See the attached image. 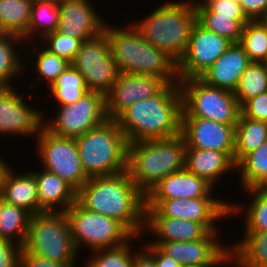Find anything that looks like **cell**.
I'll list each match as a JSON object with an SVG mask.
<instances>
[{
	"label": "cell",
	"mask_w": 267,
	"mask_h": 267,
	"mask_svg": "<svg viewBox=\"0 0 267 267\" xmlns=\"http://www.w3.org/2000/svg\"><path fill=\"white\" fill-rule=\"evenodd\" d=\"M23 248L57 263L75 264L77 251L65 212L31 215Z\"/></svg>",
	"instance_id": "52a82bcc"
},
{
	"label": "cell",
	"mask_w": 267,
	"mask_h": 267,
	"mask_svg": "<svg viewBox=\"0 0 267 267\" xmlns=\"http://www.w3.org/2000/svg\"><path fill=\"white\" fill-rule=\"evenodd\" d=\"M259 20L267 28V13L261 19H259Z\"/></svg>",
	"instance_id": "f907efd6"
},
{
	"label": "cell",
	"mask_w": 267,
	"mask_h": 267,
	"mask_svg": "<svg viewBox=\"0 0 267 267\" xmlns=\"http://www.w3.org/2000/svg\"><path fill=\"white\" fill-rule=\"evenodd\" d=\"M50 91L60 106L72 105L89 92L83 75L70 64L51 84Z\"/></svg>",
	"instance_id": "1f68e13d"
},
{
	"label": "cell",
	"mask_w": 267,
	"mask_h": 267,
	"mask_svg": "<svg viewBox=\"0 0 267 267\" xmlns=\"http://www.w3.org/2000/svg\"><path fill=\"white\" fill-rule=\"evenodd\" d=\"M186 143L183 136L142 140L128 146V173L146 195L171 173L185 168Z\"/></svg>",
	"instance_id": "277c9868"
},
{
	"label": "cell",
	"mask_w": 267,
	"mask_h": 267,
	"mask_svg": "<svg viewBox=\"0 0 267 267\" xmlns=\"http://www.w3.org/2000/svg\"><path fill=\"white\" fill-rule=\"evenodd\" d=\"M75 264H63L51 261L34 253L26 251L23 247L20 252V267H74Z\"/></svg>",
	"instance_id": "ee69618b"
},
{
	"label": "cell",
	"mask_w": 267,
	"mask_h": 267,
	"mask_svg": "<svg viewBox=\"0 0 267 267\" xmlns=\"http://www.w3.org/2000/svg\"><path fill=\"white\" fill-rule=\"evenodd\" d=\"M23 39L11 33L0 32V86H11L12 78L23 69L24 66L15 52V42ZM11 79V80H10Z\"/></svg>",
	"instance_id": "d590c367"
},
{
	"label": "cell",
	"mask_w": 267,
	"mask_h": 267,
	"mask_svg": "<svg viewBox=\"0 0 267 267\" xmlns=\"http://www.w3.org/2000/svg\"><path fill=\"white\" fill-rule=\"evenodd\" d=\"M202 2L219 15L233 16L237 21H250L239 3L231 0H203Z\"/></svg>",
	"instance_id": "60d3db41"
},
{
	"label": "cell",
	"mask_w": 267,
	"mask_h": 267,
	"mask_svg": "<svg viewBox=\"0 0 267 267\" xmlns=\"http://www.w3.org/2000/svg\"><path fill=\"white\" fill-rule=\"evenodd\" d=\"M241 186L245 189L267 187V140L248 153L237 165Z\"/></svg>",
	"instance_id": "4dcf8cb0"
},
{
	"label": "cell",
	"mask_w": 267,
	"mask_h": 267,
	"mask_svg": "<svg viewBox=\"0 0 267 267\" xmlns=\"http://www.w3.org/2000/svg\"><path fill=\"white\" fill-rule=\"evenodd\" d=\"M131 267H156L154 258L145 250L143 253H135Z\"/></svg>",
	"instance_id": "7dc6e473"
},
{
	"label": "cell",
	"mask_w": 267,
	"mask_h": 267,
	"mask_svg": "<svg viewBox=\"0 0 267 267\" xmlns=\"http://www.w3.org/2000/svg\"><path fill=\"white\" fill-rule=\"evenodd\" d=\"M35 63V70L38 74L36 79L47 80L49 87L56 80V78L70 65V63L65 59L58 57L56 54L50 52L46 48H43L42 51L39 52Z\"/></svg>",
	"instance_id": "f35d334b"
},
{
	"label": "cell",
	"mask_w": 267,
	"mask_h": 267,
	"mask_svg": "<svg viewBox=\"0 0 267 267\" xmlns=\"http://www.w3.org/2000/svg\"><path fill=\"white\" fill-rule=\"evenodd\" d=\"M9 166L7 165V163H5V161H3V159H1L0 156V185L3 182V180L5 179V176L9 170Z\"/></svg>",
	"instance_id": "c3c4849f"
},
{
	"label": "cell",
	"mask_w": 267,
	"mask_h": 267,
	"mask_svg": "<svg viewBox=\"0 0 267 267\" xmlns=\"http://www.w3.org/2000/svg\"><path fill=\"white\" fill-rule=\"evenodd\" d=\"M181 115L179 83H167L154 96L131 104L115 120L130 144L179 136Z\"/></svg>",
	"instance_id": "7a4b0ae2"
},
{
	"label": "cell",
	"mask_w": 267,
	"mask_h": 267,
	"mask_svg": "<svg viewBox=\"0 0 267 267\" xmlns=\"http://www.w3.org/2000/svg\"><path fill=\"white\" fill-rule=\"evenodd\" d=\"M104 33L119 73L154 76L166 83L179 82L177 62L165 51L149 44L134 24L125 30L106 23Z\"/></svg>",
	"instance_id": "3957f363"
},
{
	"label": "cell",
	"mask_w": 267,
	"mask_h": 267,
	"mask_svg": "<svg viewBox=\"0 0 267 267\" xmlns=\"http://www.w3.org/2000/svg\"><path fill=\"white\" fill-rule=\"evenodd\" d=\"M196 20L193 1H178L157 7L148 17L133 24L149 44L165 51L178 63L187 51Z\"/></svg>",
	"instance_id": "5b68a950"
},
{
	"label": "cell",
	"mask_w": 267,
	"mask_h": 267,
	"mask_svg": "<svg viewBox=\"0 0 267 267\" xmlns=\"http://www.w3.org/2000/svg\"><path fill=\"white\" fill-rule=\"evenodd\" d=\"M219 264H202V265H195V266H189V267H216Z\"/></svg>",
	"instance_id": "681fc988"
},
{
	"label": "cell",
	"mask_w": 267,
	"mask_h": 267,
	"mask_svg": "<svg viewBox=\"0 0 267 267\" xmlns=\"http://www.w3.org/2000/svg\"><path fill=\"white\" fill-rule=\"evenodd\" d=\"M31 0H0V32L27 38Z\"/></svg>",
	"instance_id": "f1b7e54d"
},
{
	"label": "cell",
	"mask_w": 267,
	"mask_h": 267,
	"mask_svg": "<svg viewBox=\"0 0 267 267\" xmlns=\"http://www.w3.org/2000/svg\"><path fill=\"white\" fill-rule=\"evenodd\" d=\"M43 169L58 175L76 192L88 181L75 138L59 137L42 127L37 134Z\"/></svg>",
	"instance_id": "8fae6325"
},
{
	"label": "cell",
	"mask_w": 267,
	"mask_h": 267,
	"mask_svg": "<svg viewBox=\"0 0 267 267\" xmlns=\"http://www.w3.org/2000/svg\"><path fill=\"white\" fill-rule=\"evenodd\" d=\"M85 78L89 91L104 95L113 87L119 76L106 34L84 41L71 63Z\"/></svg>",
	"instance_id": "4fadbf2b"
},
{
	"label": "cell",
	"mask_w": 267,
	"mask_h": 267,
	"mask_svg": "<svg viewBox=\"0 0 267 267\" xmlns=\"http://www.w3.org/2000/svg\"><path fill=\"white\" fill-rule=\"evenodd\" d=\"M88 0H59L60 19L57 31L82 42L104 32L106 22ZM91 5V6H90Z\"/></svg>",
	"instance_id": "d6986e66"
},
{
	"label": "cell",
	"mask_w": 267,
	"mask_h": 267,
	"mask_svg": "<svg viewBox=\"0 0 267 267\" xmlns=\"http://www.w3.org/2000/svg\"><path fill=\"white\" fill-rule=\"evenodd\" d=\"M21 246L0 238V267H20Z\"/></svg>",
	"instance_id": "7bdbcfd3"
},
{
	"label": "cell",
	"mask_w": 267,
	"mask_h": 267,
	"mask_svg": "<svg viewBox=\"0 0 267 267\" xmlns=\"http://www.w3.org/2000/svg\"><path fill=\"white\" fill-rule=\"evenodd\" d=\"M43 39L48 43V45L45 46L47 50L65 59L70 64L73 62L83 43L80 39L70 38L59 33L57 30L46 34Z\"/></svg>",
	"instance_id": "ab89813d"
},
{
	"label": "cell",
	"mask_w": 267,
	"mask_h": 267,
	"mask_svg": "<svg viewBox=\"0 0 267 267\" xmlns=\"http://www.w3.org/2000/svg\"><path fill=\"white\" fill-rule=\"evenodd\" d=\"M251 63L239 43H232L200 79L207 85L234 92Z\"/></svg>",
	"instance_id": "ffe728a7"
},
{
	"label": "cell",
	"mask_w": 267,
	"mask_h": 267,
	"mask_svg": "<svg viewBox=\"0 0 267 267\" xmlns=\"http://www.w3.org/2000/svg\"><path fill=\"white\" fill-rule=\"evenodd\" d=\"M239 4L250 20H259L267 13V0H240Z\"/></svg>",
	"instance_id": "f6af8a7d"
},
{
	"label": "cell",
	"mask_w": 267,
	"mask_h": 267,
	"mask_svg": "<svg viewBox=\"0 0 267 267\" xmlns=\"http://www.w3.org/2000/svg\"><path fill=\"white\" fill-rule=\"evenodd\" d=\"M65 214L76 251L84 244L92 251L114 248L128 243L134 237L117 220L89 211L77 201Z\"/></svg>",
	"instance_id": "9c48e42d"
},
{
	"label": "cell",
	"mask_w": 267,
	"mask_h": 267,
	"mask_svg": "<svg viewBox=\"0 0 267 267\" xmlns=\"http://www.w3.org/2000/svg\"><path fill=\"white\" fill-rule=\"evenodd\" d=\"M240 206L212 197L146 200L145 217H170L203 224L209 231H218L215 220L238 213Z\"/></svg>",
	"instance_id": "30bf717a"
},
{
	"label": "cell",
	"mask_w": 267,
	"mask_h": 267,
	"mask_svg": "<svg viewBox=\"0 0 267 267\" xmlns=\"http://www.w3.org/2000/svg\"><path fill=\"white\" fill-rule=\"evenodd\" d=\"M167 83L149 75L119 73L116 83L105 94L106 114L116 119L134 102L157 94Z\"/></svg>",
	"instance_id": "e0dca14e"
},
{
	"label": "cell",
	"mask_w": 267,
	"mask_h": 267,
	"mask_svg": "<svg viewBox=\"0 0 267 267\" xmlns=\"http://www.w3.org/2000/svg\"><path fill=\"white\" fill-rule=\"evenodd\" d=\"M241 114L253 120L266 121L267 119V91L247 100L241 106Z\"/></svg>",
	"instance_id": "b9f144b4"
},
{
	"label": "cell",
	"mask_w": 267,
	"mask_h": 267,
	"mask_svg": "<svg viewBox=\"0 0 267 267\" xmlns=\"http://www.w3.org/2000/svg\"><path fill=\"white\" fill-rule=\"evenodd\" d=\"M232 44L227 38L203 27H192L187 51L177 63L179 80L200 78Z\"/></svg>",
	"instance_id": "5bb4252c"
},
{
	"label": "cell",
	"mask_w": 267,
	"mask_h": 267,
	"mask_svg": "<svg viewBox=\"0 0 267 267\" xmlns=\"http://www.w3.org/2000/svg\"><path fill=\"white\" fill-rule=\"evenodd\" d=\"M234 167L235 163L224 152L186 148L185 168L213 187L217 179Z\"/></svg>",
	"instance_id": "cb8c5ba5"
},
{
	"label": "cell",
	"mask_w": 267,
	"mask_h": 267,
	"mask_svg": "<svg viewBox=\"0 0 267 267\" xmlns=\"http://www.w3.org/2000/svg\"><path fill=\"white\" fill-rule=\"evenodd\" d=\"M23 99L12 86H0L1 134L37 136L43 127V113L26 105Z\"/></svg>",
	"instance_id": "ac0fdd59"
},
{
	"label": "cell",
	"mask_w": 267,
	"mask_h": 267,
	"mask_svg": "<svg viewBox=\"0 0 267 267\" xmlns=\"http://www.w3.org/2000/svg\"><path fill=\"white\" fill-rule=\"evenodd\" d=\"M266 140L267 124L265 121L253 120L240 114L238 123L235 126V165Z\"/></svg>",
	"instance_id": "4316f807"
},
{
	"label": "cell",
	"mask_w": 267,
	"mask_h": 267,
	"mask_svg": "<svg viewBox=\"0 0 267 267\" xmlns=\"http://www.w3.org/2000/svg\"><path fill=\"white\" fill-rule=\"evenodd\" d=\"M231 1L236 2V3H239L240 2V0H231Z\"/></svg>",
	"instance_id": "f5cc1de1"
},
{
	"label": "cell",
	"mask_w": 267,
	"mask_h": 267,
	"mask_svg": "<svg viewBox=\"0 0 267 267\" xmlns=\"http://www.w3.org/2000/svg\"><path fill=\"white\" fill-rule=\"evenodd\" d=\"M243 235L240 242L230 247L231 262L235 261L237 267H267V231Z\"/></svg>",
	"instance_id": "484cf974"
},
{
	"label": "cell",
	"mask_w": 267,
	"mask_h": 267,
	"mask_svg": "<svg viewBox=\"0 0 267 267\" xmlns=\"http://www.w3.org/2000/svg\"><path fill=\"white\" fill-rule=\"evenodd\" d=\"M267 91V63L251 62L233 92L240 106Z\"/></svg>",
	"instance_id": "d6a6232c"
},
{
	"label": "cell",
	"mask_w": 267,
	"mask_h": 267,
	"mask_svg": "<svg viewBox=\"0 0 267 267\" xmlns=\"http://www.w3.org/2000/svg\"><path fill=\"white\" fill-rule=\"evenodd\" d=\"M129 244L92 251L94 256L86 267H131L135 255L131 253Z\"/></svg>",
	"instance_id": "74e56055"
},
{
	"label": "cell",
	"mask_w": 267,
	"mask_h": 267,
	"mask_svg": "<svg viewBox=\"0 0 267 267\" xmlns=\"http://www.w3.org/2000/svg\"><path fill=\"white\" fill-rule=\"evenodd\" d=\"M218 231H210L195 241L151 242L165 255L179 262L182 267L231 262V248L218 242Z\"/></svg>",
	"instance_id": "2e32d148"
},
{
	"label": "cell",
	"mask_w": 267,
	"mask_h": 267,
	"mask_svg": "<svg viewBox=\"0 0 267 267\" xmlns=\"http://www.w3.org/2000/svg\"><path fill=\"white\" fill-rule=\"evenodd\" d=\"M31 214L9 204L0 198V238L7 239L23 247Z\"/></svg>",
	"instance_id": "83f0119b"
},
{
	"label": "cell",
	"mask_w": 267,
	"mask_h": 267,
	"mask_svg": "<svg viewBox=\"0 0 267 267\" xmlns=\"http://www.w3.org/2000/svg\"><path fill=\"white\" fill-rule=\"evenodd\" d=\"M32 173L38 189L39 213L66 212L76 202L77 192L58 175L45 169L40 173L35 171ZM56 206L60 210H56Z\"/></svg>",
	"instance_id": "7402d4cb"
},
{
	"label": "cell",
	"mask_w": 267,
	"mask_h": 267,
	"mask_svg": "<svg viewBox=\"0 0 267 267\" xmlns=\"http://www.w3.org/2000/svg\"><path fill=\"white\" fill-rule=\"evenodd\" d=\"M181 117H199L223 124H237L241 106L234 93L207 85L200 78L179 80Z\"/></svg>",
	"instance_id": "ba28073f"
},
{
	"label": "cell",
	"mask_w": 267,
	"mask_h": 267,
	"mask_svg": "<svg viewBox=\"0 0 267 267\" xmlns=\"http://www.w3.org/2000/svg\"><path fill=\"white\" fill-rule=\"evenodd\" d=\"M76 201L89 211L117 220L135 239L144 231L146 197L128 170L89 178L77 191Z\"/></svg>",
	"instance_id": "6da1fadb"
},
{
	"label": "cell",
	"mask_w": 267,
	"mask_h": 267,
	"mask_svg": "<svg viewBox=\"0 0 267 267\" xmlns=\"http://www.w3.org/2000/svg\"><path fill=\"white\" fill-rule=\"evenodd\" d=\"M212 188L213 186L205 179L184 168L163 178L145 197L146 200L211 197Z\"/></svg>",
	"instance_id": "44dd1931"
},
{
	"label": "cell",
	"mask_w": 267,
	"mask_h": 267,
	"mask_svg": "<svg viewBox=\"0 0 267 267\" xmlns=\"http://www.w3.org/2000/svg\"><path fill=\"white\" fill-rule=\"evenodd\" d=\"M246 191L254 197L245 212V232L267 231V187H256Z\"/></svg>",
	"instance_id": "8d00e7d4"
},
{
	"label": "cell",
	"mask_w": 267,
	"mask_h": 267,
	"mask_svg": "<svg viewBox=\"0 0 267 267\" xmlns=\"http://www.w3.org/2000/svg\"><path fill=\"white\" fill-rule=\"evenodd\" d=\"M33 3L38 1H49V0H31Z\"/></svg>",
	"instance_id": "816d5d0a"
},
{
	"label": "cell",
	"mask_w": 267,
	"mask_h": 267,
	"mask_svg": "<svg viewBox=\"0 0 267 267\" xmlns=\"http://www.w3.org/2000/svg\"><path fill=\"white\" fill-rule=\"evenodd\" d=\"M144 227L157 234L153 242L195 241L210 232L203 224L170 217H145Z\"/></svg>",
	"instance_id": "d4e9b609"
},
{
	"label": "cell",
	"mask_w": 267,
	"mask_h": 267,
	"mask_svg": "<svg viewBox=\"0 0 267 267\" xmlns=\"http://www.w3.org/2000/svg\"><path fill=\"white\" fill-rule=\"evenodd\" d=\"M145 250L154 258L156 267H182L178 261L165 255L155 245L147 244Z\"/></svg>",
	"instance_id": "bcb514c9"
},
{
	"label": "cell",
	"mask_w": 267,
	"mask_h": 267,
	"mask_svg": "<svg viewBox=\"0 0 267 267\" xmlns=\"http://www.w3.org/2000/svg\"><path fill=\"white\" fill-rule=\"evenodd\" d=\"M236 124L199 117H181V135L187 148L224 152L234 162Z\"/></svg>",
	"instance_id": "9a60e30c"
},
{
	"label": "cell",
	"mask_w": 267,
	"mask_h": 267,
	"mask_svg": "<svg viewBox=\"0 0 267 267\" xmlns=\"http://www.w3.org/2000/svg\"><path fill=\"white\" fill-rule=\"evenodd\" d=\"M197 21L206 29L223 36L232 43H238L244 25L249 21H237L233 16L219 15L212 12L202 1L193 2Z\"/></svg>",
	"instance_id": "f546056e"
},
{
	"label": "cell",
	"mask_w": 267,
	"mask_h": 267,
	"mask_svg": "<svg viewBox=\"0 0 267 267\" xmlns=\"http://www.w3.org/2000/svg\"><path fill=\"white\" fill-rule=\"evenodd\" d=\"M85 174L91 178L127 170L129 143L118 123L103 124L75 138Z\"/></svg>",
	"instance_id": "8992f818"
},
{
	"label": "cell",
	"mask_w": 267,
	"mask_h": 267,
	"mask_svg": "<svg viewBox=\"0 0 267 267\" xmlns=\"http://www.w3.org/2000/svg\"><path fill=\"white\" fill-rule=\"evenodd\" d=\"M238 43L251 62L267 63V28L260 20H250L244 25Z\"/></svg>",
	"instance_id": "e575fe53"
},
{
	"label": "cell",
	"mask_w": 267,
	"mask_h": 267,
	"mask_svg": "<svg viewBox=\"0 0 267 267\" xmlns=\"http://www.w3.org/2000/svg\"><path fill=\"white\" fill-rule=\"evenodd\" d=\"M0 198L9 204L25 209L31 215L39 213L38 189L32 172H22L16 176L10 167L0 185Z\"/></svg>",
	"instance_id": "603a6c76"
},
{
	"label": "cell",
	"mask_w": 267,
	"mask_h": 267,
	"mask_svg": "<svg viewBox=\"0 0 267 267\" xmlns=\"http://www.w3.org/2000/svg\"><path fill=\"white\" fill-rule=\"evenodd\" d=\"M54 122H45L43 127L59 137L76 138L98 127L109 118L106 114L105 95L89 91L72 105L60 106Z\"/></svg>",
	"instance_id": "7c38bea8"
},
{
	"label": "cell",
	"mask_w": 267,
	"mask_h": 267,
	"mask_svg": "<svg viewBox=\"0 0 267 267\" xmlns=\"http://www.w3.org/2000/svg\"><path fill=\"white\" fill-rule=\"evenodd\" d=\"M60 19L59 0L38 1L32 4L30 21L27 29L29 35H35V31H42L41 36L54 32L58 29ZM38 28H42L41 30ZM38 29V30H37ZM32 34V35H31Z\"/></svg>",
	"instance_id": "836d02e7"
}]
</instances>
